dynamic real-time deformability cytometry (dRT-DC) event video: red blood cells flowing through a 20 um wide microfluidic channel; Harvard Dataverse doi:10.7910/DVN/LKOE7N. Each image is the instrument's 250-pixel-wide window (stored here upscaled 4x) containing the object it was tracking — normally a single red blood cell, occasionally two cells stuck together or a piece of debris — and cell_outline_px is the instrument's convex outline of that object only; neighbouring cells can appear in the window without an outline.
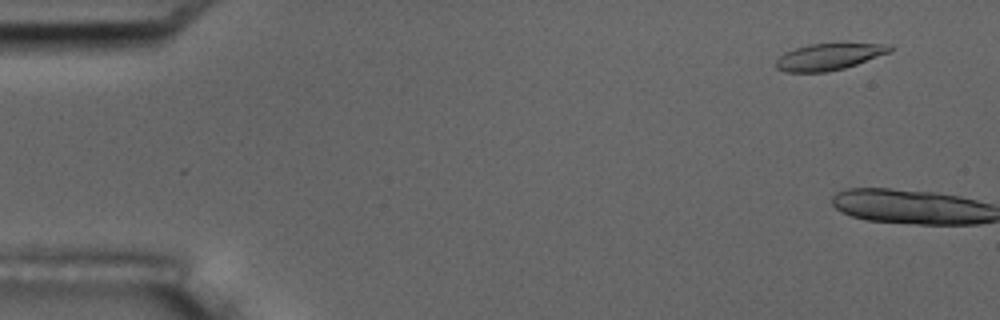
{"species": "common noctule bat (a hibernating species)", "species_latin": "Nyctalus noctula", "temperature_condition": "room temperature", "stored_images_in_passage": 3, "segment_of_instrument_passage": [2, 2], "camera_frame_rate_fps": 3000, "um_per_image_px": 0.085, "animal": {"sex": "male", "body_mass_g": 17.5, "forearm_length_mm": 52.3}, "frame": {"image": 1, "passage_image": 3, "time_ms": 2.333, "image_size_px": [1000, 320], "cell_outline_px": [[896, 48], [892, 52], [844, 68], [828, 72], [784, 72], [776, 68], [776, 60], [784, 52], [808, 44], [892, 44]], "centroid_in_image_um": [70.48, 4.82], "position_along_channel_um": 14.5, "area_um2": 17.69}}